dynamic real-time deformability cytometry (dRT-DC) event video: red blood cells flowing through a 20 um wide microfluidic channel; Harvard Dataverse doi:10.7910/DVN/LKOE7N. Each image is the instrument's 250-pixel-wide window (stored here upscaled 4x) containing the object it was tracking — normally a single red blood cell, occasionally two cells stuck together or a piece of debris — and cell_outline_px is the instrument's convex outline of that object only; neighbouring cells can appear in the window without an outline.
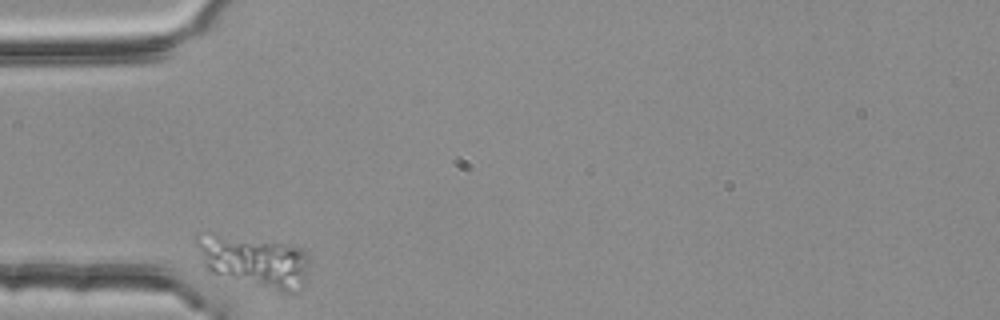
{"species": "common noctule bat (a hibernating species)", "species_latin": "Nyctalus noctula", "temperature_condition": "room temperature", "stored_images_in_passage": 6, "camera_frame_rate_fps": 3000, "um_per_image_px": 0.085, "animal": {"sex": "female", "body_mass_g": 25.1}, "frame": {"image": 1, "passage_image": 1, "time_ms": 0.0, "image_size_px": [1000, 320], "cell_outline_px": [[308, 264], [304, 284], [292, 292], [280, 292], [208, 272], [204, 268], [192, 244], [192, 236], [196, 232], [204, 228], [208, 228], [284, 244], [300, 248], [308, 252]], "centroid_in_image_um": [21.39, 22.08], "position_along_channel_um": 63.6, "area_um2": 35.78}}
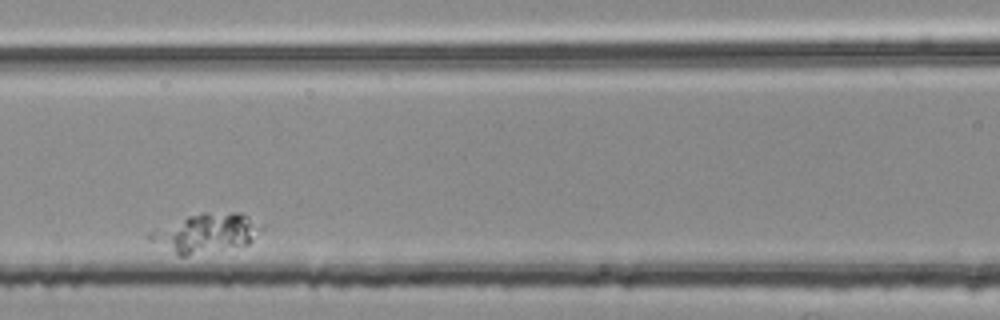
{"frame": {"image": 2, "passage_image": 3, "time_ms": 0.667, "image_size_px": [1000, 320], "cell_outline_px": [[264, 228], [248, 244], [184, 256], [176, 256], [148, 240], [144, 236], [148, 232], [188, 216], [204, 212], [240, 212], [264, 224]], "centroid_in_image_um": [17.49, 19.8], "position_along_channel_um": 149.1, "area_um2": 25.55}}
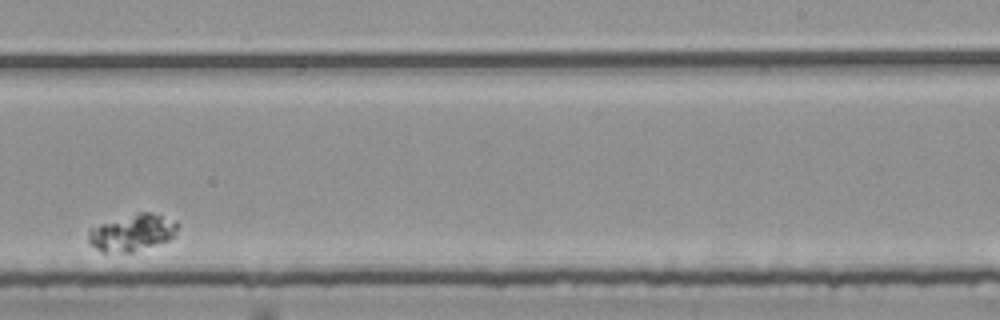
{"frame": {"image": 3, "passage_image": 6, "time_ms": 1.667, "image_size_px": [1000, 320], "cell_outline_px": [[180, 224], [176, 232], [168, 240], [132, 252], [100, 252], [88, 244], [88, 228], [136, 212], [148, 212], [176, 220]], "centroid_in_image_um": [11.2, 19.77], "position_along_channel_um": 277.8, "area_um2": 19.19}}